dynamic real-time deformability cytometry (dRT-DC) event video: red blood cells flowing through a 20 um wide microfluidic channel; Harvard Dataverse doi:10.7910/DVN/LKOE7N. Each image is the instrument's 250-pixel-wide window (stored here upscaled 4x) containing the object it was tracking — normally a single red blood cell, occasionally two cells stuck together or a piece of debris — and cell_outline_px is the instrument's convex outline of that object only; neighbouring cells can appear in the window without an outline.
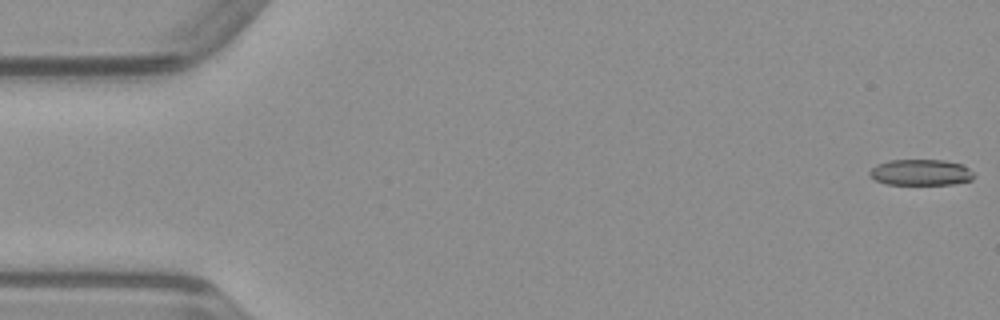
{"species": "common noctule bat (a hibernating species)", "species_latin": "Nyctalus noctula", "temperature_condition": "warm", "stored_images_in_passage": 50, "camera_frame_rate_fps": 3000, "um_per_image_px": 0.085, "animal": {"sex": "male", "body_mass_g": 23.1, "forearm_length_mm": 52.7}, "frame": {"image": 1, "passage_image": 1, "time_ms": 0.0, "image_size_px": [1000, 320], "cell_outline_px": [[976, 176], [972, 180], [952, 184], [888, 184], [876, 180], [868, 172], [876, 164], [888, 160], [944, 160], [964, 164]], "centroid_in_image_um": [78.3, 14.64], "position_along_channel_um": 6.7, "area_um2": 15.84}}
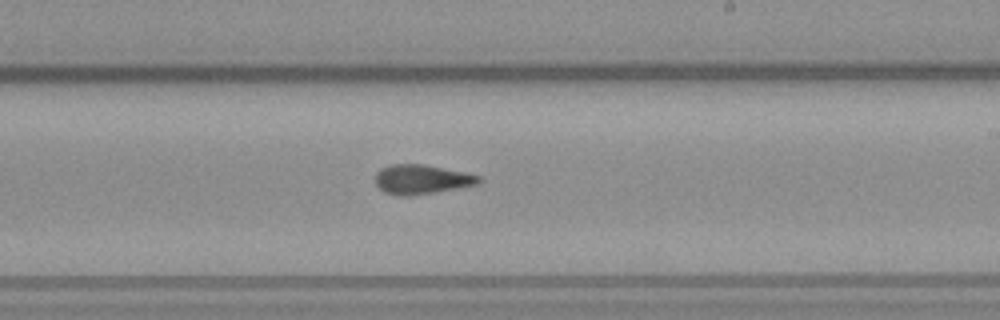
{"frame": {"image": 2, "passage_image": 29, "time_ms": 9.333, "image_size_px": [1000, 320], "cell_outline_px": [[484, 180], [476, 184], [432, 192], [408, 196], [396, 196], [384, 192], [376, 184], [376, 172], [380, 168], [392, 164], [424, 164], [464, 172], [480, 176]], "centroid_in_image_um": [35.8, 15.23], "position_along_channel_um": 253.2, "area_um2": 17.57}}
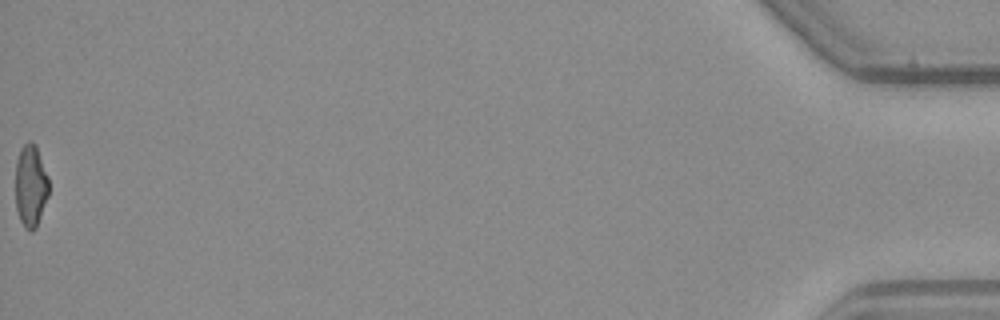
{"frame": {"image": 3, "passage_image": 50, "time_ms": 16.333, "image_size_px": [1000, 320], "cell_outline_px": [[48, 196], [36, 228], [32, 232], [28, 232], [24, 228], [20, 220], [16, 208], [16, 160], [20, 148], [28, 140], [32, 140], [36, 144], [48, 176]], "centroid_in_image_um": [2.6, 15.78], "position_along_channel_um": 432.6, "area_um2": 16.24}}